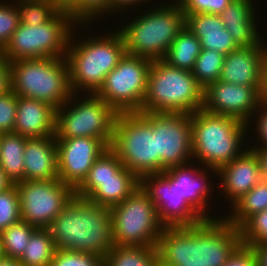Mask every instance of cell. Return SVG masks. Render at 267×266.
Wrapping results in <instances>:
<instances>
[{
    "mask_svg": "<svg viewBox=\"0 0 267 266\" xmlns=\"http://www.w3.org/2000/svg\"><path fill=\"white\" fill-rule=\"evenodd\" d=\"M242 244L241 231L223 216L192 226L165 227L157 244L160 266H224Z\"/></svg>",
    "mask_w": 267,
    "mask_h": 266,
    "instance_id": "obj_1",
    "label": "cell"
},
{
    "mask_svg": "<svg viewBox=\"0 0 267 266\" xmlns=\"http://www.w3.org/2000/svg\"><path fill=\"white\" fill-rule=\"evenodd\" d=\"M57 249L105 259L114 247L110 208L74 195L48 227Z\"/></svg>",
    "mask_w": 267,
    "mask_h": 266,
    "instance_id": "obj_2",
    "label": "cell"
},
{
    "mask_svg": "<svg viewBox=\"0 0 267 266\" xmlns=\"http://www.w3.org/2000/svg\"><path fill=\"white\" fill-rule=\"evenodd\" d=\"M77 27L78 24L72 32L65 56L69 67L70 87L73 94L82 91L83 94H96L102 87L106 75L125 55L124 40L116 29L107 35L103 33L100 36H88L81 39L82 41L76 40L74 36L77 37Z\"/></svg>",
    "mask_w": 267,
    "mask_h": 266,
    "instance_id": "obj_3",
    "label": "cell"
},
{
    "mask_svg": "<svg viewBox=\"0 0 267 266\" xmlns=\"http://www.w3.org/2000/svg\"><path fill=\"white\" fill-rule=\"evenodd\" d=\"M160 5L147 9V12L141 11L139 16L131 17L129 23H122V27L117 29L123 37L127 54L151 61L164 59L185 26V16L177 1Z\"/></svg>",
    "mask_w": 267,
    "mask_h": 266,
    "instance_id": "obj_4",
    "label": "cell"
},
{
    "mask_svg": "<svg viewBox=\"0 0 267 266\" xmlns=\"http://www.w3.org/2000/svg\"><path fill=\"white\" fill-rule=\"evenodd\" d=\"M191 121L193 161L203 167L217 170L248 147L244 145L248 125L236 118L209 113L201 108L191 114Z\"/></svg>",
    "mask_w": 267,
    "mask_h": 266,
    "instance_id": "obj_5",
    "label": "cell"
},
{
    "mask_svg": "<svg viewBox=\"0 0 267 266\" xmlns=\"http://www.w3.org/2000/svg\"><path fill=\"white\" fill-rule=\"evenodd\" d=\"M203 91L191 71L152 61L140 113L192 114L203 107Z\"/></svg>",
    "mask_w": 267,
    "mask_h": 266,
    "instance_id": "obj_6",
    "label": "cell"
},
{
    "mask_svg": "<svg viewBox=\"0 0 267 266\" xmlns=\"http://www.w3.org/2000/svg\"><path fill=\"white\" fill-rule=\"evenodd\" d=\"M9 63L11 90L18 96L41 100L58 109L73 94L65 57L31 58Z\"/></svg>",
    "mask_w": 267,
    "mask_h": 266,
    "instance_id": "obj_7",
    "label": "cell"
},
{
    "mask_svg": "<svg viewBox=\"0 0 267 266\" xmlns=\"http://www.w3.org/2000/svg\"><path fill=\"white\" fill-rule=\"evenodd\" d=\"M81 97L72 94L56 109V138L91 137L110 147L118 112L96 94Z\"/></svg>",
    "mask_w": 267,
    "mask_h": 266,
    "instance_id": "obj_8",
    "label": "cell"
},
{
    "mask_svg": "<svg viewBox=\"0 0 267 266\" xmlns=\"http://www.w3.org/2000/svg\"><path fill=\"white\" fill-rule=\"evenodd\" d=\"M77 24L79 23L65 12H59L52 20L35 27L19 23L1 54L9 62L41 57H65L70 37Z\"/></svg>",
    "mask_w": 267,
    "mask_h": 266,
    "instance_id": "obj_9",
    "label": "cell"
},
{
    "mask_svg": "<svg viewBox=\"0 0 267 266\" xmlns=\"http://www.w3.org/2000/svg\"><path fill=\"white\" fill-rule=\"evenodd\" d=\"M113 243L117 246H157L165 226L147 193L137 189L110 208Z\"/></svg>",
    "mask_w": 267,
    "mask_h": 266,
    "instance_id": "obj_10",
    "label": "cell"
},
{
    "mask_svg": "<svg viewBox=\"0 0 267 266\" xmlns=\"http://www.w3.org/2000/svg\"><path fill=\"white\" fill-rule=\"evenodd\" d=\"M110 148L139 179L156 174V131L140 113H118Z\"/></svg>",
    "mask_w": 267,
    "mask_h": 266,
    "instance_id": "obj_11",
    "label": "cell"
},
{
    "mask_svg": "<svg viewBox=\"0 0 267 266\" xmlns=\"http://www.w3.org/2000/svg\"><path fill=\"white\" fill-rule=\"evenodd\" d=\"M151 60L125 53L96 95L118 113L141 112Z\"/></svg>",
    "mask_w": 267,
    "mask_h": 266,
    "instance_id": "obj_12",
    "label": "cell"
},
{
    "mask_svg": "<svg viewBox=\"0 0 267 266\" xmlns=\"http://www.w3.org/2000/svg\"><path fill=\"white\" fill-rule=\"evenodd\" d=\"M141 114L156 131V173L193 161L191 114Z\"/></svg>",
    "mask_w": 267,
    "mask_h": 266,
    "instance_id": "obj_13",
    "label": "cell"
},
{
    "mask_svg": "<svg viewBox=\"0 0 267 266\" xmlns=\"http://www.w3.org/2000/svg\"><path fill=\"white\" fill-rule=\"evenodd\" d=\"M15 185L20 196L21 220L37 228H48L75 195V190L59 178L24 180Z\"/></svg>",
    "mask_w": 267,
    "mask_h": 266,
    "instance_id": "obj_14",
    "label": "cell"
},
{
    "mask_svg": "<svg viewBox=\"0 0 267 266\" xmlns=\"http://www.w3.org/2000/svg\"><path fill=\"white\" fill-rule=\"evenodd\" d=\"M140 186L154 203L165 227L192 226L204 220L163 173L142 176Z\"/></svg>",
    "mask_w": 267,
    "mask_h": 266,
    "instance_id": "obj_15",
    "label": "cell"
},
{
    "mask_svg": "<svg viewBox=\"0 0 267 266\" xmlns=\"http://www.w3.org/2000/svg\"><path fill=\"white\" fill-rule=\"evenodd\" d=\"M260 86H244L217 80L203 91V107L213 114L236 118L250 126L260 104Z\"/></svg>",
    "mask_w": 267,
    "mask_h": 266,
    "instance_id": "obj_16",
    "label": "cell"
},
{
    "mask_svg": "<svg viewBox=\"0 0 267 266\" xmlns=\"http://www.w3.org/2000/svg\"><path fill=\"white\" fill-rule=\"evenodd\" d=\"M58 175L61 182L76 190L87 178L97 158L108 146L91 137L56 138Z\"/></svg>",
    "mask_w": 267,
    "mask_h": 266,
    "instance_id": "obj_17",
    "label": "cell"
},
{
    "mask_svg": "<svg viewBox=\"0 0 267 266\" xmlns=\"http://www.w3.org/2000/svg\"><path fill=\"white\" fill-rule=\"evenodd\" d=\"M208 172L209 174L213 172V174L216 175L215 169L201 167L199 163L194 165V162L191 161L187 164L170 168L164 171L163 174L176 186L180 196H182L203 219H217L218 217L214 215L212 217V215L210 216L208 214L212 208H209V205L211 206L209 200L213 201L211 200L213 198H210L212 197L211 192L215 191L213 190L215 189L213 186L214 182L210 180L209 176L211 175H208Z\"/></svg>",
    "mask_w": 267,
    "mask_h": 266,
    "instance_id": "obj_18",
    "label": "cell"
},
{
    "mask_svg": "<svg viewBox=\"0 0 267 266\" xmlns=\"http://www.w3.org/2000/svg\"><path fill=\"white\" fill-rule=\"evenodd\" d=\"M220 190L232 206L257 185L262 177L256 153L248 147L238 157L216 170ZM220 176V177H219Z\"/></svg>",
    "mask_w": 267,
    "mask_h": 266,
    "instance_id": "obj_19",
    "label": "cell"
},
{
    "mask_svg": "<svg viewBox=\"0 0 267 266\" xmlns=\"http://www.w3.org/2000/svg\"><path fill=\"white\" fill-rule=\"evenodd\" d=\"M139 186L140 179L124 167L114 178L85 179L75 190V195L111 208L123 202Z\"/></svg>",
    "mask_w": 267,
    "mask_h": 266,
    "instance_id": "obj_20",
    "label": "cell"
},
{
    "mask_svg": "<svg viewBox=\"0 0 267 266\" xmlns=\"http://www.w3.org/2000/svg\"><path fill=\"white\" fill-rule=\"evenodd\" d=\"M266 43L239 47L224 58L219 80L244 86H260Z\"/></svg>",
    "mask_w": 267,
    "mask_h": 266,
    "instance_id": "obj_21",
    "label": "cell"
},
{
    "mask_svg": "<svg viewBox=\"0 0 267 266\" xmlns=\"http://www.w3.org/2000/svg\"><path fill=\"white\" fill-rule=\"evenodd\" d=\"M56 108L33 98L17 97L14 133L27 139L55 135Z\"/></svg>",
    "mask_w": 267,
    "mask_h": 266,
    "instance_id": "obj_22",
    "label": "cell"
},
{
    "mask_svg": "<svg viewBox=\"0 0 267 266\" xmlns=\"http://www.w3.org/2000/svg\"><path fill=\"white\" fill-rule=\"evenodd\" d=\"M23 157L24 180L59 178L55 135L27 139Z\"/></svg>",
    "mask_w": 267,
    "mask_h": 266,
    "instance_id": "obj_23",
    "label": "cell"
},
{
    "mask_svg": "<svg viewBox=\"0 0 267 266\" xmlns=\"http://www.w3.org/2000/svg\"><path fill=\"white\" fill-rule=\"evenodd\" d=\"M254 8L253 0H233L220 14L224 27L239 47L257 46L264 40L257 31Z\"/></svg>",
    "mask_w": 267,
    "mask_h": 266,
    "instance_id": "obj_24",
    "label": "cell"
},
{
    "mask_svg": "<svg viewBox=\"0 0 267 266\" xmlns=\"http://www.w3.org/2000/svg\"><path fill=\"white\" fill-rule=\"evenodd\" d=\"M185 26L200 40L201 49H212L226 56L239 48L220 15L189 14L185 17Z\"/></svg>",
    "mask_w": 267,
    "mask_h": 266,
    "instance_id": "obj_25",
    "label": "cell"
},
{
    "mask_svg": "<svg viewBox=\"0 0 267 266\" xmlns=\"http://www.w3.org/2000/svg\"><path fill=\"white\" fill-rule=\"evenodd\" d=\"M27 138L20 134H0V167L12 183L24 181V149Z\"/></svg>",
    "mask_w": 267,
    "mask_h": 266,
    "instance_id": "obj_26",
    "label": "cell"
},
{
    "mask_svg": "<svg viewBox=\"0 0 267 266\" xmlns=\"http://www.w3.org/2000/svg\"><path fill=\"white\" fill-rule=\"evenodd\" d=\"M200 52V40L184 26L172 42L163 61L172 67L192 71Z\"/></svg>",
    "mask_w": 267,
    "mask_h": 266,
    "instance_id": "obj_27",
    "label": "cell"
},
{
    "mask_svg": "<svg viewBox=\"0 0 267 266\" xmlns=\"http://www.w3.org/2000/svg\"><path fill=\"white\" fill-rule=\"evenodd\" d=\"M230 209L229 216L223 217L236 228H240L251 216L267 209V180L255 185L238 199Z\"/></svg>",
    "mask_w": 267,
    "mask_h": 266,
    "instance_id": "obj_28",
    "label": "cell"
},
{
    "mask_svg": "<svg viewBox=\"0 0 267 266\" xmlns=\"http://www.w3.org/2000/svg\"><path fill=\"white\" fill-rule=\"evenodd\" d=\"M104 266H160L157 246H117L107 253Z\"/></svg>",
    "mask_w": 267,
    "mask_h": 266,
    "instance_id": "obj_29",
    "label": "cell"
},
{
    "mask_svg": "<svg viewBox=\"0 0 267 266\" xmlns=\"http://www.w3.org/2000/svg\"><path fill=\"white\" fill-rule=\"evenodd\" d=\"M57 250L48 228H37L18 259L22 266H49Z\"/></svg>",
    "mask_w": 267,
    "mask_h": 266,
    "instance_id": "obj_30",
    "label": "cell"
},
{
    "mask_svg": "<svg viewBox=\"0 0 267 266\" xmlns=\"http://www.w3.org/2000/svg\"><path fill=\"white\" fill-rule=\"evenodd\" d=\"M36 229L37 227L20 220L1 231L0 244L2 256L8 259H19L32 233Z\"/></svg>",
    "mask_w": 267,
    "mask_h": 266,
    "instance_id": "obj_31",
    "label": "cell"
},
{
    "mask_svg": "<svg viewBox=\"0 0 267 266\" xmlns=\"http://www.w3.org/2000/svg\"><path fill=\"white\" fill-rule=\"evenodd\" d=\"M21 24L38 26L52 20L60 11L51 0H14Z\"/></svg>",
    "mask_w": 267,
    "mask_h": 266,
    "instance_id": "obj_32",
    "label": "cell"
},
{
    "mask_svg": "<svg viewBox=\"0 0 267 266\" xmlns=\"http://www.w3.org/2000/svg\"><path fill=\"white\" fill-rule=\"evenodd\" d=\"M224 58L225 55L212 49H201L191 72L203 89L219 80Z\"/></svg>",
    "mask_w": 267,
    "mask_h": 266,
    "instance_id": "obj_33",
    "label": "cell"
},
{
    "mask_svg": "<svg viewBox=\"0 0 267 266\" xmlns=\"http://www.w3.org/2000/svg\"><path fill=\"white\" fill-rule=\"evenodd\" d=\"M21 220L20 196L18 188L12 184L0 192V232Z\"/></svg>",
    "mask_w": 267,
    "mask_h": 266,
    "instance_id": "obj_34",
    "label": "cell"
},
{
    "mask_svg": "<svg viewBox=\"0 0 267 266\" xmlns=\"http://www.w3.org/2000/svg\"><path fill=\"white\" fill-rule=\"evenodd\" d=\"M239 229L242 244L253 247L267 243V209L251 216Z\"/></svg>",
    "mask_w": 267,
    "mask_h": 266,
    "instance_id": "obj_35",
    "label": "cell"
},
{
    "mask_svg": "<svg viewBox=\"0 0 267 266\" xmlns=\"http://www.w3.org/2000/svg\"><path fill=\"white\" fill-rule=\"evenodd\" d=\"M123 168L116 153L108 147L94 162L86 179L114 178Z\"/></svg>",
    "mask_w": 267,
    "mask_h": 266,
    "instance_id": "obj_36",
    "label": "cell"
},
{
    "mask_svg": "<svg viewBox=\"0 0 267 266\" xmlns=\"http://www.w3.org/2000/svg\"><path fill=\"white\" fill-rule=\"evenodd\" d=\"M49 266H104V258L95 254L57 249Z\"/></svg>",
    "mask_w": 267,
    "mask_h": 266,
    "instance_id": "obj_37",
    "label": "cell"
},
{
    "mask_svg": "<svg viewBox=\"0 0 267 266\" xmlns=\"http://www.w3.org/2000/svg\"><path fill=\"white\" fill-rule=\"evenodd\" d=\"M12 1L8 4L5 0H0V52L9 43L20 23L16 5Z\"/></svg>",
    "mask_w": 267,
    "mask_h": 266,
    "instance_id": "obj_38",
    "label": "cell"
},
{
    "mask_svg": "<svg viewBox=\"0 0 267 266\" xmlns=\"http://www.w3.org/2000/svg\"><path fill=\"white\" fill-rule=\"evenodd\" d=\"M181 7L184 16L189 14L220 15L233 0H175Z\"/></svg>",
    "mask_w": 267,
    "mask_h": 266,
    "instance_id": "obj_39",
    "label": "cell"
},
{
    "mask_svg": "<svg viewBox=\"0 0 267 266\" xmlns=\"http://www.w3.org/2000/svg\"><path fill=\"white\" fill-rule=\"evenodd\" d=\"M17 97L12 90L0 95V134L14 132Z\"/></svg>",
    "mask_w": 267,
    "mask_h": 266,
    "instance_id": "obj_40",
    "label": "cell"
},
{
    "mask_svg": "<svg viewBox=\"0 0 267 266\" xmlns=\"http://www.w3.org/2000/svg\"><path fill=\"white\" fill-rule=\"evenodd\" d=\"M106 13L109 14V0H82V24L79 27L83 25L85 28L87 24H93L95 19L97 22Z\"/></svg>",
    "mask_w": 267,
    "mask_h": 266,
    "instance_id": "obj_41",
    "label": "cell"
},
{
    "mask_svg": "<svg viewBox=\"0 0 267 266\" xmlns=\"http://www.w3.org/2000/svg\"><path fill=\"white\" fill-rule=\"evenodd\" d=\"M254 117V119H253ZM255 121L253 122L251 125L253 126V124H256V126L253 129V131L256 133V136L254 135V137H257L256 139H258L257 142L258 145H251L248 148H266L267 147V105L266 104H262L260 103L258 105V108L256 109V111L253 113L252 116V120L251 121ZM261 142V143H260ZM260 144V146H259Z\"/></svg>",
    "mask_w": 267,
    "mask_h": 266,
    "instance_id": "obj_42",
    "label": "cell"
},
{
    "mask_svg": "<svg viewBox=\"0 0 267 266\" xmlns=\"http://www.w3.org/2000/svg\"><path fill=\"white\" fill-rule=\"evenodd\" d=\"M224 266H258L257 256L252 247L241 244Z\"/></svg>",
    "mask_w": 267,
    "mask_h": 266,
    "instance_id": "obj_43",
    "label": "cell"
},
{
    "mask_svg": "<svg viewBox=\"0 0 267 266\" xmlns=\"http://www.w3.org/2000/svg\"><path fill=\"white\" fill-rule=\"evenodd\" d=\"M60 12L70 14L79 24H82V0H51Z\"/></svg>",
    "mask_w": 267,
    "mask_h": 266,
    "instance_id": "obj_44",
    "label": "cell"
},
{
    "mask_svg": "<svg viewBox=\"0 0 267 266\" xmlns=\"http://www.w3.org/2000/svg\"><path fill=\"white\" fill-rule=\"evenodd\" d=\"M9 91H11V67L0 52V95Z\"/></svg>",
    "mask_w": 267,
    "mask_h": 266,
    "instance_id": "obj_45",
    "label": "cell"
},
{
    "mask_svg": "<svg viewBox=\"0 0 267 266\" xmlns=\"http://www.w3.org/2000/svg\"><path fill=\"white\" fill-rule=\"evenodd\" d=\"M148 2V0H146ZM145 0H109V14L111 13L115 15V13H122L123 15V10H127L128 8L131 10L133 8L136 9V6L138 4L144 5L146 3ZM132 6H134L132 8ZM120 11V12H119Z\"/></svg>",
    "mask_w": 267,
    "mask_h": 266,
    "instance_id": "obj_46",
    "label": "cell"
},
{
    "mask_svg": "<svg viewBox=\"0 0 267 266\" xmlns=\"http://www.w3.org/2000/svg\"><path fill=\"white\" fill-rule=\"evenodd\" d=\"M260 103L267 105V45L265 47V57L263 63V73L259 90Z\"/></svg>",
    "mask_w": 267,
    "mask_h": 266,
    "instance_id": "obj_47",
    "label": "cell"
},
{
    "mask_svg": "<svg viewBox=\"0 0 267 266\" xmlns=\"http://www.w3.org/2000/svg\"><path fill=\"white\" fill-rule=\"evenodd\" d=\"M259 160L261 177L267 180V147L266 148H251Z\"/></svg>",
    "mask_w": 267,
    "mask_h": 266,
    "instance_id": "obj_48",
    "label": "cell"
},
{
    "mask_svg": "<svg viewBox=\"0 0 267 266\" xmlns=\"http://www.w3.org/2000/svg\"><path fill=\"white\" fill-rule=\"evenodd\" d=\"M252 248L257 256L258 266H267V243Z\"/></svg>",
    "mask_w": 267,
    "mask_h": 266,
    "instance_id": "obj_49",
    "label": "cell"
},
{
    "mask_svg": "<svg viewBox=\"0 0 267 266\" xmlns=\"http://www.w3.org/2000/svg\"><path fill=\"white\" fill-rule=\"evenodd\" d=\"M11 185L12 183L7 179L3 169L0 167V192L6 190Z\"/></svg>",
    "mask_w": 267,
    "mask_h": 266,
    "instance_id": "obj_50",
    "label": "cell"
},
{
    "mask_svg": "<svg viewBox=\"0 0 267 266\" xmlns=\"http://www.w3.org/2000/svg\"><path fill=\"white\" fill-rule=\"evenodd\" d=\"M0 266H22L18 259H8L2 257L0 259Z\"/></svg>",
    "mask_w": 267,
    "mask_h": 266,
    "instance_id": "obj_51",
    "label": "cell"
},
{
    "mask_svg": "<svg viewBox=\"0 0 267 266\" xmlns=\"http://www.w3.org/2000/svg\"><path fill=\"white\" fill-rule=\"evenodd\" d=\"M2 252H1V244H0V259L2 258Z\"/></svg>",
    "mask_w": 267,
    "mask_h": 266,
    "instance_id": "obj_52",
    "label": "cell"
}]
</instances>
